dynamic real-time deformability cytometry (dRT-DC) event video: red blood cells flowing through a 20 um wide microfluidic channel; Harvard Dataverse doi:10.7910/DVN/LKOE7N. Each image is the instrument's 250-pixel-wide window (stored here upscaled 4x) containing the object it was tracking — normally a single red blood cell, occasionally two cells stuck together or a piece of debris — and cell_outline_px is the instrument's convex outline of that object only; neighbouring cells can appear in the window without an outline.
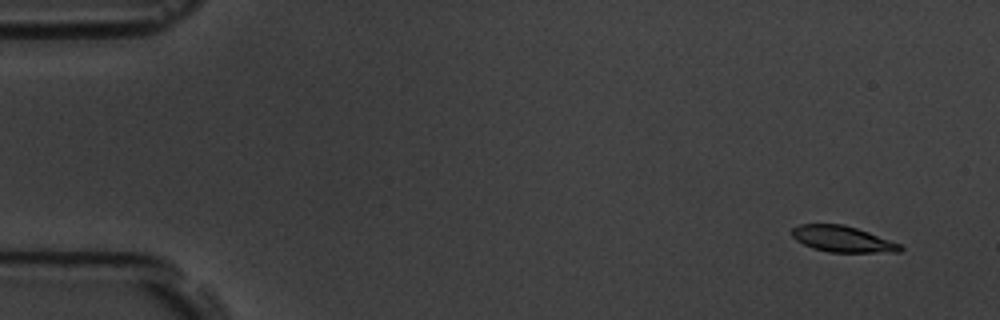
{"species": "common noctule bat (a hibernating species)", "species_latin": "Nyctalus noctula", "temperature_condition": "room temperature", "stored_images_in_passage": 6, "camera_frame_rate_fps": 3000, "um_per_image_px": 0.085, "animal": {"sex": "male", "body_mass_g": 19.5, "forearm_length_mm": 54.6}, "frame": {"image": 1, "passage_image": 1, "time_ms": 0.0, "image_size_px": [1000, 320], "cell_outline_px": [[904, 248], [900, 252], [828, 252], [812, 248], [796, 240], [792, 236], [792, 228], [800, 224], [844, 224], [868, 232], [900, 244]], "centroid_in_image_um": [71.6, 20.32], "position_along_channel_um": 13.4, "area_um2": 16.36}}
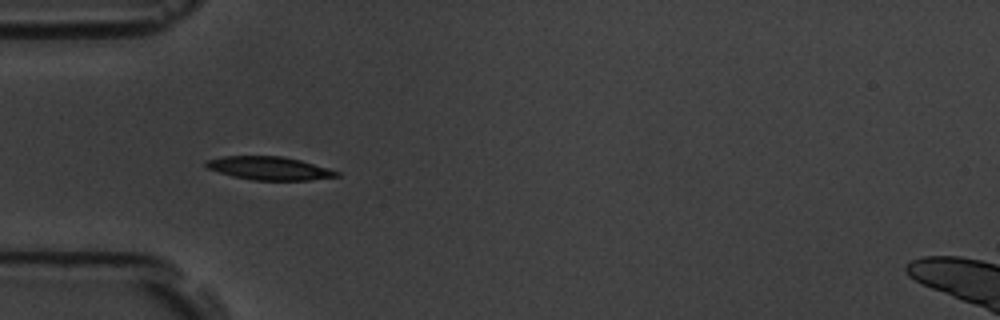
{"frame": {"image": 2, "passage_image": 5, "time_ms": 4.667, "image_size_px": [1000, 320], "cell_outline_px": [[340, 176], [308, 180], [252, 180], [232, 176], [208, 168], [204, 164], [204, 160], [224, 156], [280, 156], [300, 160], [328, 168], [340, 172]], "centroid_in_image_um": [22.87, 14.3], "position_along_channel_um": 62.1, "area_um2": 17.63}}
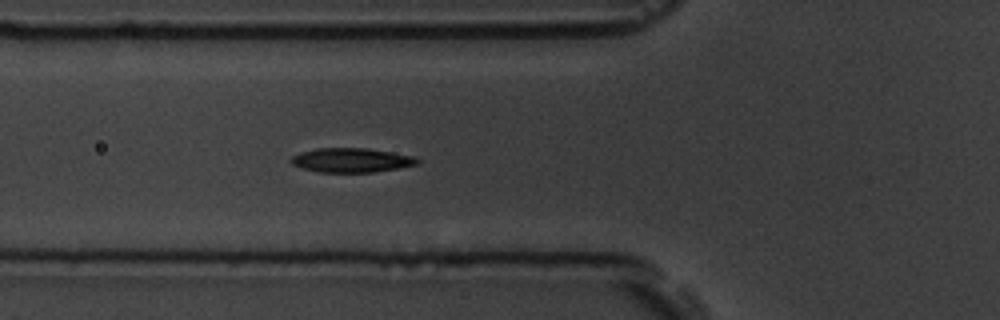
{"frame": {"image": 3, "passage_image": 6, "time_ms": 5.667, "image_size_px": [1000, 320], "cell_outline_px": [[420, 164], [400, 168], [372, 172], [320, 172], [300, 168], [292, 164], [288, 160], [292, 156], [300, 152], [316, 148], [368, 148], [412, 156], [420, 160]], "centroid_in_image_um": [29.84, 13.62], "position_along_channel_um": 96.0, "area_um2": 17.98}}